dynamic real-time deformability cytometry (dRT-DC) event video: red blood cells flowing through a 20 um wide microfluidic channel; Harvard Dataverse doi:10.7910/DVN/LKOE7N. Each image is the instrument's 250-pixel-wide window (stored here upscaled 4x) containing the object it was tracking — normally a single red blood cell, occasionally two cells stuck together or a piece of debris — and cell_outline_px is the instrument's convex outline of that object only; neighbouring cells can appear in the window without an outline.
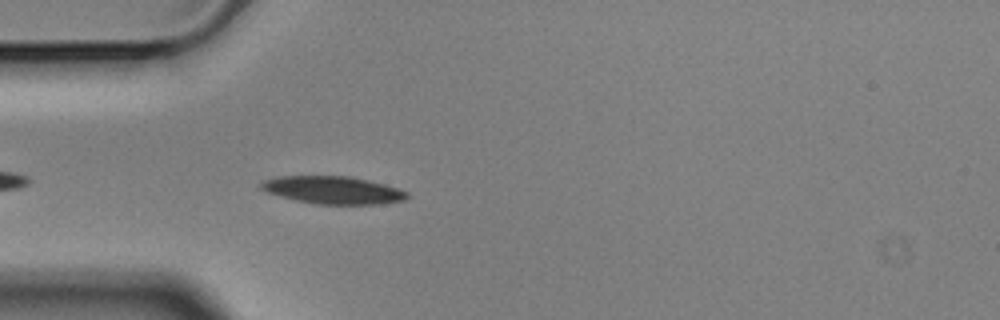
{"species": "Egyptian fruit bat (a non-hibernating species)", "species_latin": "Rousettus aegyptiacus", "temperature_condition": "cold", "stored_images_in_passage": 23, "camera_frame_rate_fps": 3000, "um_per_image_px": 0.085, "animal": {"sex": "male"}, "frame": {"image": 1, "passage_image": 4, "time_ms": 1.0, "image_size_px": [1000, 320], "cell_outline_px": [[408, 196], [404, 200], [380, 204], [316, 204], [296, 200], [280, 196], [268, 192], [260, 188], [260, 184], [264, 180], [276, 176], [352, 176], [384, 184], [408, 192]], "centroid_in_image_um": [28.29, 16.15], "position_along_channel_um": 56.7, "area_um2": 23.41}}
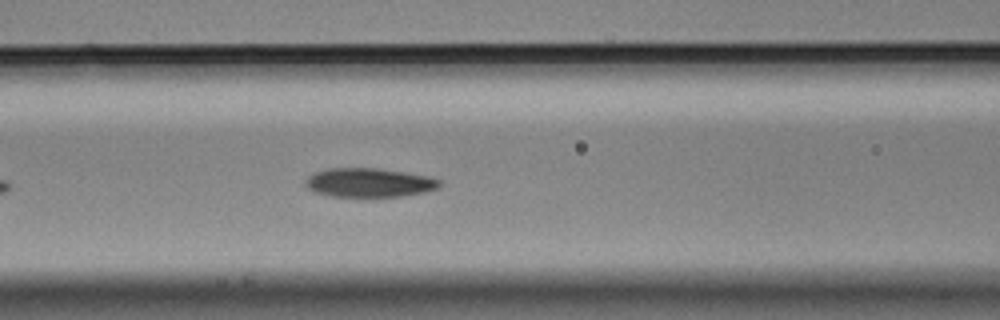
{"frame": {"image": 2, "passage_image": 11, "time_ms": 3.333, "image_size_px": [1000, 320], "cell_outline_px": [[440, 188], [424, 192], [404, 196], [332, 196], [316, 192], [308, 188], [304, 184], [308, 176], [316, 172], [328, 168], [376, 168], [404, 172], [428, 176], [440, 180]], "centroid_in_image_um": [31.39, 15.52], "position_along_channel_um": 135.2, "area_um2": 22.48}}
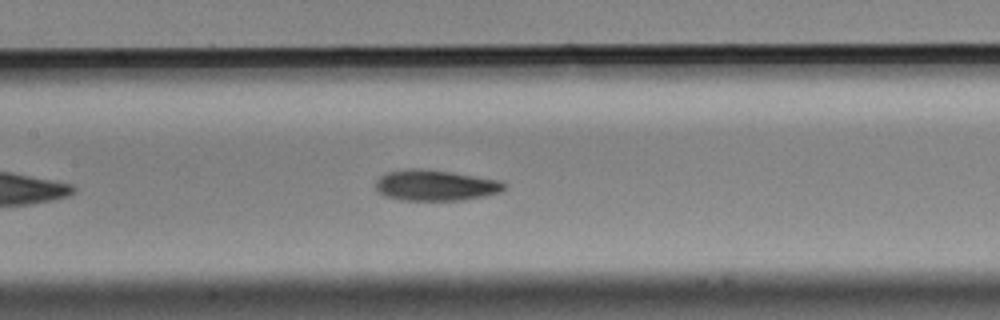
{"frame": {"image": 3, "passage_image": 14, "time_ms": 4.333, "image_size_px": [1000, 320], "cell_outline_px": [[504, 188], [500, 192], [484, 196], [464, 200], [400, 200], [384, 196], [376, 192], [376, 180], [380, 176], [388, 172], [408, 168], [420, 168], [452, 172], [500, 180], [504, 184]], "centroid_in_image_um": [36.96, 15.75], "position_along_channel_um": 170.4, "area_um2": 23.18}}